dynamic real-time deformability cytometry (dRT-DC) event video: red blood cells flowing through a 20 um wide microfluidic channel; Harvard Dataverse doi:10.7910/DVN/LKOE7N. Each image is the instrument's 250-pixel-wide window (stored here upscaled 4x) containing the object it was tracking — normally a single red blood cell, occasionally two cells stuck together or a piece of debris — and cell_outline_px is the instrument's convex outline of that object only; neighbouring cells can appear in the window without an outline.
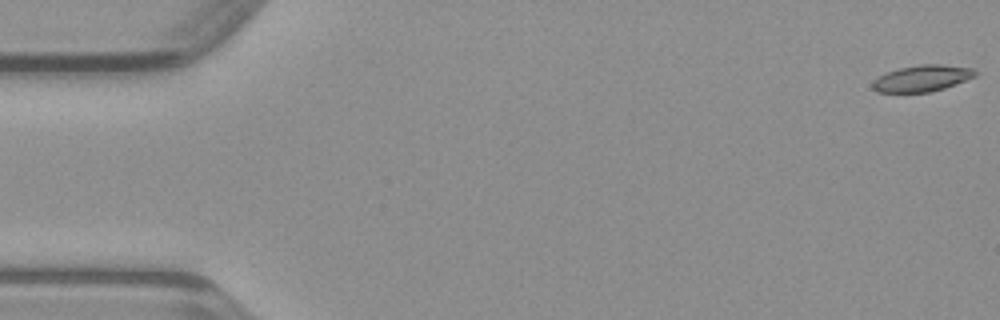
{"species": "common noctule bat (a hibernating species)", "species_latin": "Nyctalus noctula", "temperature_condition": "warm", "stored_images_in_passage": 34, "camera_frame_rate_fps": 3000, "um_per_image_px": 0.085, "animal": {"sex": "male", "body_mass_g": 23.1, "forearm_length_mm": 52.7}, "frame": {"image": 1, "passage_image": 1, "time_ms": 0.0, "image_size_px": [1000, 320], "cell_outline_px": [[976, 76], [944, 88], [928, 92], [876, 92], [872, 88], [872, 80], [888, 72], [900, 68], [920, 64], [940, 64], [972, 68], [976, 72]], "centroid_in_image_um": [78.36, 6.66], "position_along_channel_um": 6.6, "area_um2": 15.61}}
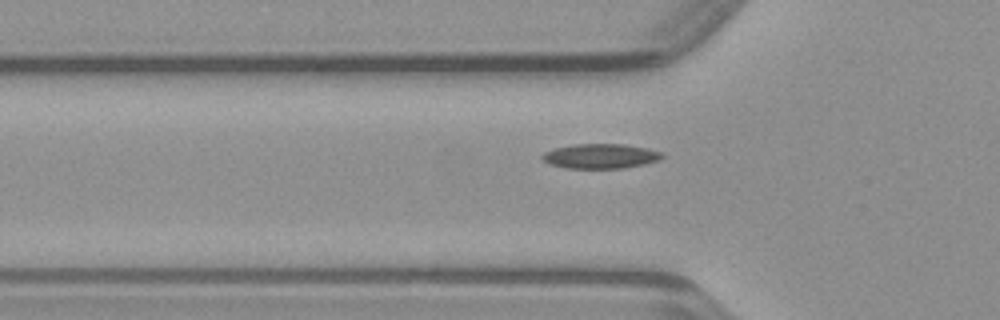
{"frame": {"image": 2, "passage_image": 16, "time_ms": 5.0, "image_size_px": [1000, 320], "cell_outline_px": [[664, 156], [660, 160], [644, 164], [624, 168], [564, 168], [548, 164], [540, 160], [540, 156], [544, 152], [552, 148], [572, 144], [624, 144], [648, 148], [664, 152]], "centroid_in_image_um": [51.01, 13.27], "position_along_channel_um": 74.8, "area_um2": 17.69}}